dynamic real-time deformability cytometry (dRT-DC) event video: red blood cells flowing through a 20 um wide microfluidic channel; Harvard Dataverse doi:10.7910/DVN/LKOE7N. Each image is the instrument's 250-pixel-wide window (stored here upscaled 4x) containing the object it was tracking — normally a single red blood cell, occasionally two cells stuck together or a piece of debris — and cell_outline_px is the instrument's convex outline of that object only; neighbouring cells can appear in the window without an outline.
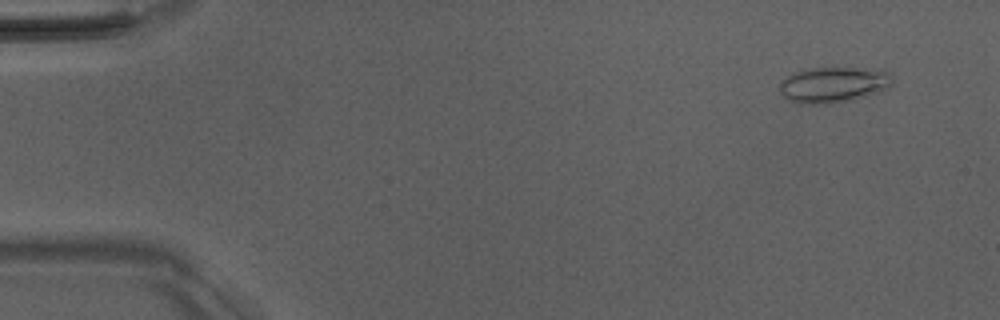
{"species": "Egyptian fruit bat (a non-hibernating species)", "species_latin": "Rousettus aegyptiacus", "temperature_condition": "room temperature", "stored_images_in_passage": 5, "camera_frame_rate_fps": 3000, "um_per_image_px": 0.085, "animal": {"sex": "male"}, "frame": {"image": 1, "passage_image": 5, "time_ms": 5.667, "image_size_px": [1000, 320], "cell_outline_px": [[892, 84], [888, 88], [880, 92], [852, 100], [832, 104], [800, 104], [788, 100], [780, 92], [780, 84], [788, 76], [796, 72], [812, 68], [884, 68], [892, 72]], "centroid_in_image_um": [70.93, 7.2], "position_along_channel_um": 14.1, "area_um2": 23.87}}